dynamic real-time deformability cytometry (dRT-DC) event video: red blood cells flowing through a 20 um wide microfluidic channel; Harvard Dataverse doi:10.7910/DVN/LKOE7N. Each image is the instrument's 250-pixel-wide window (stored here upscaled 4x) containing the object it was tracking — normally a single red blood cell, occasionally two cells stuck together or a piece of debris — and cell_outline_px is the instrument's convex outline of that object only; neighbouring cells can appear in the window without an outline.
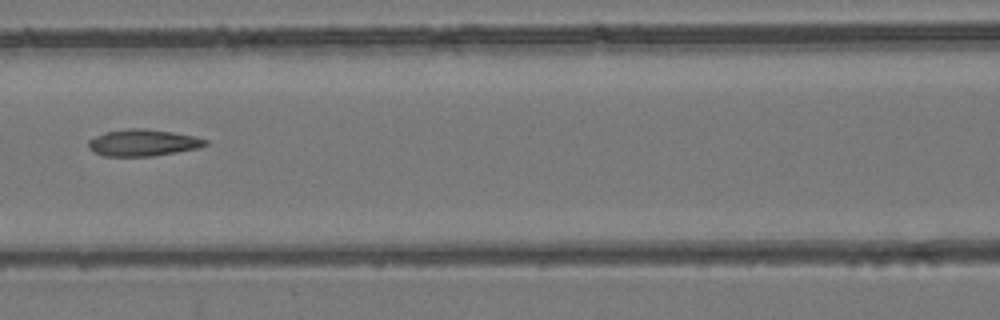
{"species": "common noctule bat (a hibernating species)", "species_latin": "Nyctalus noctula", "temperature_condition": "room temperature", "stored_images_in_passage": 7, "camera_frame_rate_fps": 3000, "um_per_image_px": 0.085, "animal": {"sex": "female", "body_mass_g": 24.6, "forearm_length_mm": 56.2}, "frame": {"image": 1, "passage_image": 7, "time_ms": 7.0, "image_size_px": [1000, 320], "cell_outline_px": [[208, 144], [200, 148], [152, 156], [104, 156], [88, 148], [88, 140], [104, 132], [128, 128], [144, 128], [172, 132], [196, 136], [208, 140]], "centroid_in_image_um": [12.17, 12.12], "position_along_channel_um": 154.4, "area_um2": 18.26}}